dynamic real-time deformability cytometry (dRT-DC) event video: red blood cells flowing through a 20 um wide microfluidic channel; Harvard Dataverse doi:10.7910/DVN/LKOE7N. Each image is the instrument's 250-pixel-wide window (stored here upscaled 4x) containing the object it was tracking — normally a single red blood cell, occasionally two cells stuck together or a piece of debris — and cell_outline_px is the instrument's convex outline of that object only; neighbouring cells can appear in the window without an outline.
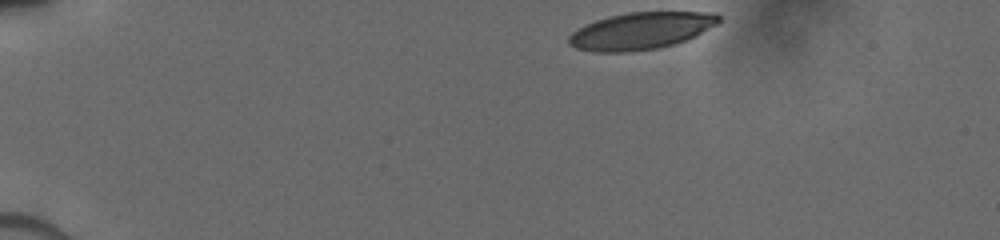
{"species": "human", "species_latin": "Homo sapiens", "temperature_condition": "cold", "stored_images_in_passage": 24, "camera_frame_rate_fps": 3000, "um_per_image_px": 0.085, "donor": {"sex": "male"}, "frame": {"image": 1, "passage_image": 1, "time_ms": 0.0, "image_size_px": [1000, 240], "cell_outline_px": [[720, 20], [716, 24], [696, 36], [688, 40], [656, 48], [628, 52], [596, 52], [576, 48], [568, 44], [568, 36], [576, 28], [584, 24], [608, 16], [628, 12], [716, 12], [720, 16]], "centroid_in_image_um": [54.45, 2.61], "position_along_channel_um": 30.5, "area_um2": 32.48}}
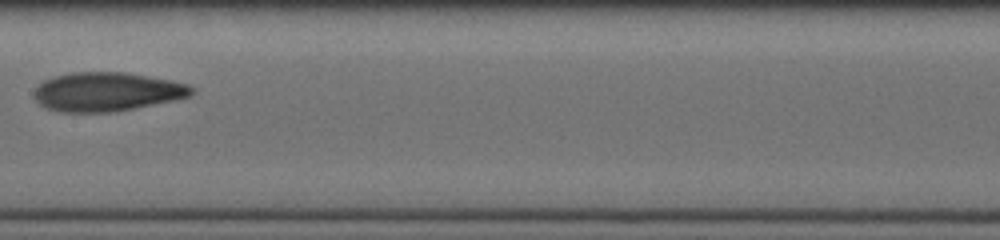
{"frame": {"image": 2, "passage_image": 11, "time_ms": 6.333, "image_size_px": [1000, 240], "cell_outline_px": [[196, 92], [192, 96], [176, 100], [116, 112], [64, 112], [48, 108], [40, 104], [32, 96], [32, 92], [44, 80], [56, 76], [72, 72], [120, 72], [172, 80], [188, 84], [196, 88]], "centroid_in_image_um": [9.14, 7.81], "position_along_channel_um": 198.3, "area_um2": 35.95}}
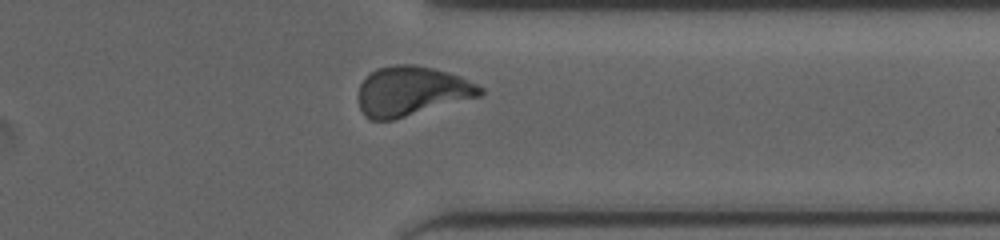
{"frame": {"image": 3, "passage_image": 21, "time_ms": 10.667, "image_size_px": [1000, 240], "cell_outline_px": [[484, 92], [480, 96], [392, 120], [372, 120], [364, 116], [360, 108], [356, 96], [360, 84], [376, 68], [396, 64], [412, 64], [432, 68], [448, 72], [460, 76], [484, 88]], "centroid_in_image_um": [34.95, 7.75], "position_along_channel_um": 376.4, "area_um2": 35.14}}